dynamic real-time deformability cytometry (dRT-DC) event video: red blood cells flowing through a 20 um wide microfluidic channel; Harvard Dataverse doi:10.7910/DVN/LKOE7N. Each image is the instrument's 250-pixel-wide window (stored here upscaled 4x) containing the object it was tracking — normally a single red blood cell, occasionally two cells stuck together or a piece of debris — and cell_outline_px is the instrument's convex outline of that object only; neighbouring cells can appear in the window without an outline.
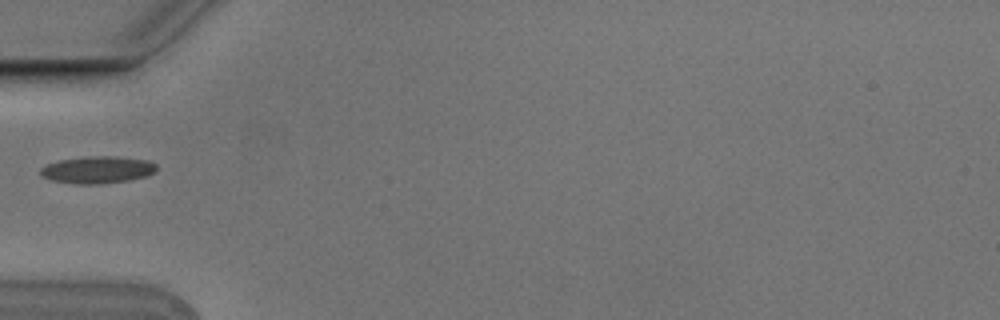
{"species": "Egyptian fruit bat (a non-hibernating species)", "species_latin": "Rousettus aegyptiacus", "temperature_condition": "cold", "stored_images_in_passage": 2, "camera_frame_rate_fps": 3000, "um_per_image_px": 0.085, "animal": {"sex": "male"}, "frame": {"image": 1, "passage_image": 2, "time_ms": 0.333, "image_size_px": [1000, 320], "cell_outline_px": [[156, 172], [148, 176], [128, 180], [100, 184], [76, 184], [52, 180], [44, 176], [40, 172], [40, 168], [48, 164], [60, 160], [88, 156], [116, 156], [148, 160], [156, 164]], "centroid_in_image_um": [8.33, 14.43], "position_along_channel_um": 76.7, "area_um2": 18.32}}